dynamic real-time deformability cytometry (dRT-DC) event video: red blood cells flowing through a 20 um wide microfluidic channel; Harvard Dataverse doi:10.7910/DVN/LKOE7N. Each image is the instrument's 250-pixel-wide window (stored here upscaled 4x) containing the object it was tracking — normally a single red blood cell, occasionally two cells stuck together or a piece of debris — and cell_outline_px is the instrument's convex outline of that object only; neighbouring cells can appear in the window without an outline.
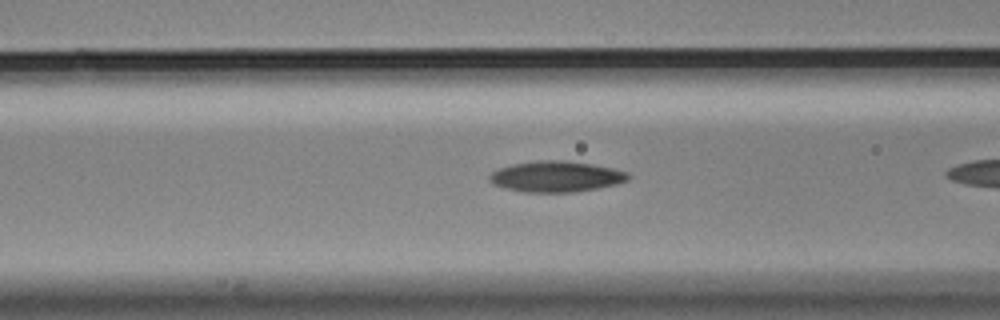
{"species": "Egyptian fruit bat (a non-hibernating species)", "species_latin": "Rousettus aegyptiacus", "temperature_condition": "cold", "stored_images_in_passage": 29, "camera_frame_rate_fps": 3000, "um_per_image_px": 0.085, "animal": {"sex": "male"}, "frame": {"image": 1, "passage_image": 6, "time_ms": 1.667, "image_size_px": [1000, 320], "cell_outline_px": [[628, 180], [616, 184], [596, 188], [572, 192], [524, 192], [504, 188], [488, 180], [488, 176], [492, 172], [500, 168], [512, 164], [536, 160], [564, 160], [592, 164], [612, 168], [628, 172]], "centroid_in_image_um": [47.25, 15.0], "position_along_channel_um": 119.4, "area_um2": 24.8}}
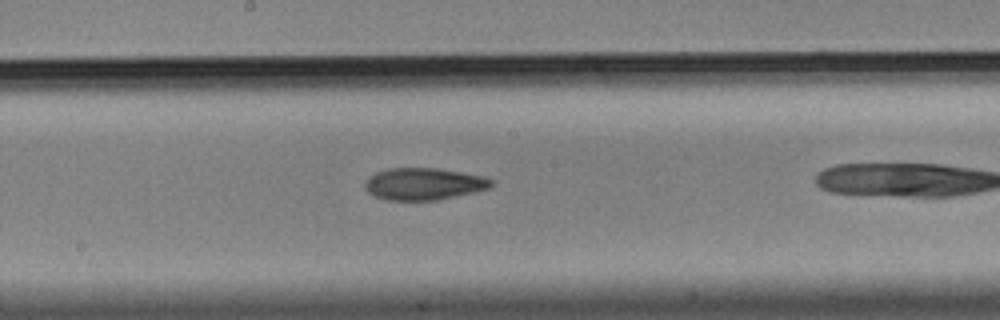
{"frame": {"image": 2, "passage_image": 14, "time_ms": 4.333, "image_size_px": [1000, 320], "cell_outline_px": [[496, 184], [488, 188], [472, 192], [436, 200], [388, 200], [376, 196], [368, 192], [364, 188], [364, 180], [368, 176], [376, 172], [388, 168], [436, 168], [484, 176], [496, 180]], "centroid_in_image_um": [36.01, 15.62], "position_along_channel_um": 212.2, "area_um2": 23.64}}
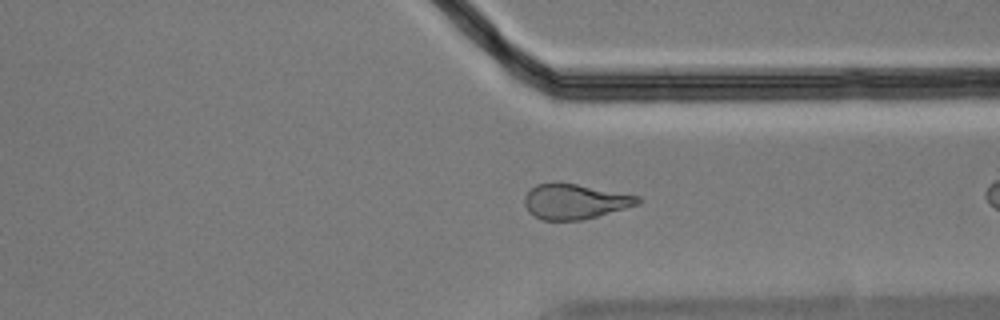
{"frame": {"image": 3, "passage_image": 27, "time_ms": 8.667, "image_size_px": [1000, 320], "cell_outline_px": [[644, 200], [640, 204], [596, 216], [580, 220], [544, 220], [528, 212], [524, 204], [524, 196], [536, 184], [576, 184], [640, 196]], "centroid_in_image_um": [48.89, 17.14], "position_along_channel_um": 362.5, "area_um2": 22.77}}